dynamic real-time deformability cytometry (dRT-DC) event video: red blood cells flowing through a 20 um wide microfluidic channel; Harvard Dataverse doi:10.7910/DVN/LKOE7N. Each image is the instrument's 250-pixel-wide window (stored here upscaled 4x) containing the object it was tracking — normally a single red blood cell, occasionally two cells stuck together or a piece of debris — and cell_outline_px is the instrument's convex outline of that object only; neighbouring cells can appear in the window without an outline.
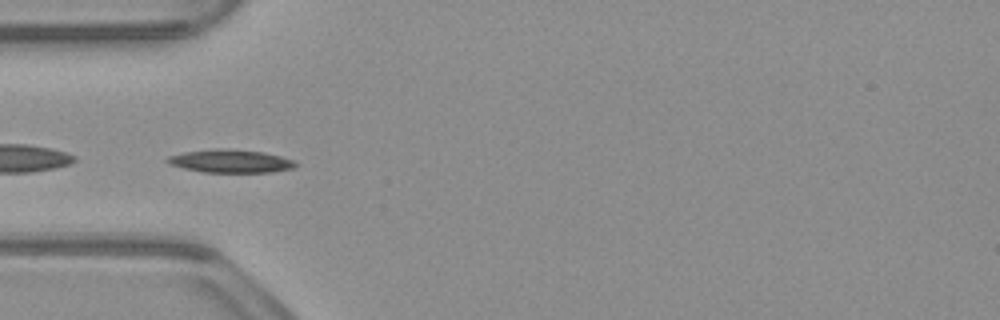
{"species": "common noctule bat (a hibernating species)", "species_latin": "Nyctalus noctula", "temperature_condition": "warm", "stored_images_in_passage": 42, "camera_frame_rate_fps": 3000, "um_per_image_px": 0.085, "animal": {"sex": "male", "body_mass_g": 23.1, "forearm_length_mm": 52.7}, "frame": {"image": 1, "passage_image": 5, "time_ms": 1.333, "image_size_px": [1000, 320], "cell_outline_px": [[300, 164], [292, 168], [272, 172], [204, 172], [184, 168], [172, 164], [164, 160], [168, 156], [184, 152], [264, 152], [280, 156], [292, 160]], "centroid_in_image_um": [19.66, 13.76], "position_along_channel_um": 65.3, "area_um2": 15.9}}
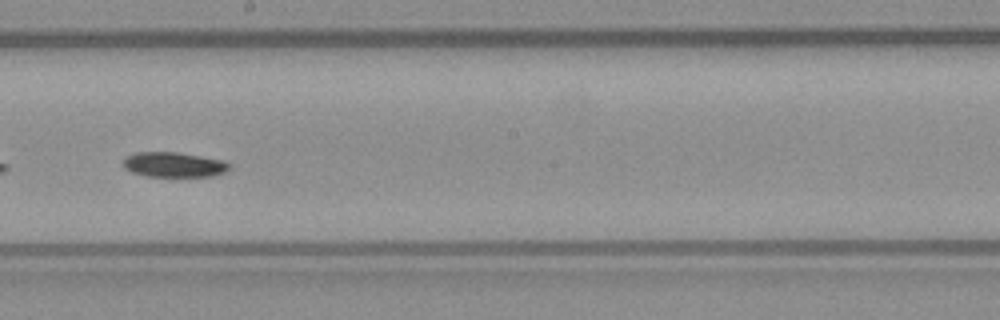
{"frame": {"image": 2, "passage_image": 18, "time_ms": 5.667, "image_size_px": [1000, 320], "cell_outline_px": [[228, 168], [224, 172], [212, 176], [148, 176], [132, 172], [124, 168], [120, 164], [124, 156], [136, 152], [176, 152], [224, 160], [228, 164]], "centroid_in_image_um": [14.68, 13.98], "position_along_channel_um": 233.5, "area_um2": 15.43}}
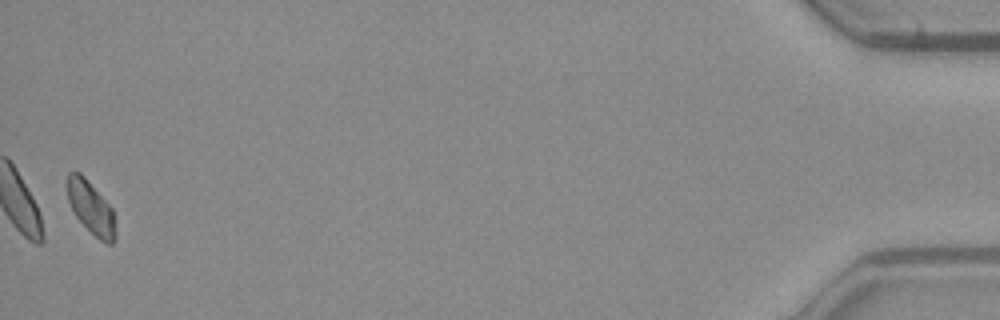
{"frame": {"image": 3, "passage_image": 41, "time_ms": 13.333, "image_size_px": [1000, 320], "cell_outline_px": [[116, 240], [112, 244], [108, 244], [100, 240], [76, 216], [68, 200], [64, 184], [68, 172], [80, 172], [84, 176], [112, 208], [116, 232]], "centroid_in_image_um": [7.7, 17.62], "position_along_channel_um": 427.5, "area_um2": 14.85}}